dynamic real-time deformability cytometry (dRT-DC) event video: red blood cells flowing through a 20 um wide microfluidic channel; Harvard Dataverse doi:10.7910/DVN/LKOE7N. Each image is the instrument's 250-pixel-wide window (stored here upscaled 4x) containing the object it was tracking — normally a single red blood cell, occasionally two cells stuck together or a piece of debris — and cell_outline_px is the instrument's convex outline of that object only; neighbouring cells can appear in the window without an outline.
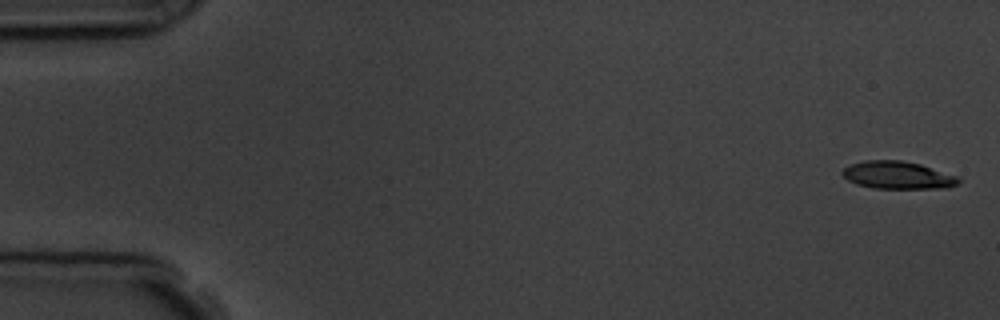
{"species": "common noctule bat (a hibernating species)", "species_latin": "Nyctalus noctula", "temperature_condition": "room temperature", "stored_images_in_passage": 4, "camera_frame_rate_fps": 3000, "um_per_image_px": 0.085, "animal": {"sex": "male", "body_mass_g": 19.5, "forearm_length_mm": 54.6}, "frame": {"image": 1, "passage_image": 1, "time_ms": 0.0, "image_size_px": [1000, 320], "cell_outline_px": [[960, 184], [948, 188], [872, 188], [856, 184], [848, 180], [840, 172], [844, 168], [852, 164], [864, 160], [900, 160], [920, 164], [960, 176]], "centroid_in_image_um": [76.35, 14.89], "position_along_channel_um": 8.6, "area_um2": 18.84}}